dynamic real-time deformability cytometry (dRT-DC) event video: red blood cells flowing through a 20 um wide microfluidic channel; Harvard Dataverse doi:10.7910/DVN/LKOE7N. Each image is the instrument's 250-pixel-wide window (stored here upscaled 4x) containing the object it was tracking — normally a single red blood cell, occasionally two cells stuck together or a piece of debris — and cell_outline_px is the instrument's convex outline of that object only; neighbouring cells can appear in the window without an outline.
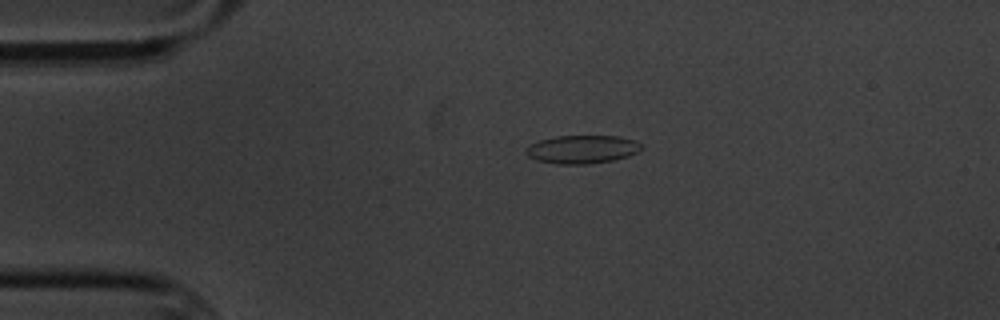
{"species": "common noctule bat (a hibernating species)", "species_latin": "Nyctalus noctula", "temperature_condition": "cold", "stored_images_in_passage": 3, "camera_frame_rate_fps": 3000, "um_per_image_px": 0.085, "animal": {"sex": "male", "body_mass_g": 20.1, "forearm_length_mm": 53.5}, "frame": {"image": 1, "passage_image": 2, "time_ms": 1.0, "image_size_px": [1000, 320], "cell_outline_px": [[644, 148], [628, 156], [612, 160], [584, 164], [556, 164], [536, 160], [528, 156], [524, 152], [532, 144], [540, 140], [556, 136], [620, 136], [636, 140]], "centroid_in_image_um": [49.5, 12.69], "position_along_channel_um": 35.5, "area_um2": 18.9}}